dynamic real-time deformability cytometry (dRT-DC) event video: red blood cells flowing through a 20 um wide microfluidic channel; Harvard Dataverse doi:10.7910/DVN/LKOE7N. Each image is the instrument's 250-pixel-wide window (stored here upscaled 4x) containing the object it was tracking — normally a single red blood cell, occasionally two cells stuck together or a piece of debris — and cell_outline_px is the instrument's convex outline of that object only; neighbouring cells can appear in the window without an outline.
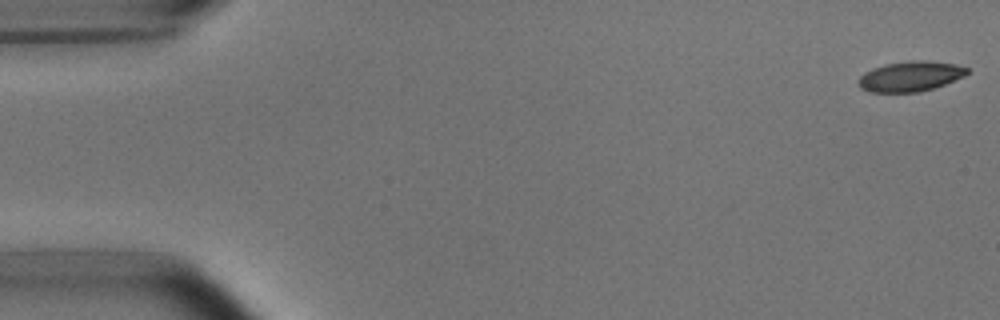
{"species": "common noctule bat (a hibernating species)", "species_latin": "Nyctalus noctula", "temperature_condition": "room temperature", "stored_images_in_passage": 15, "camera_frame_rate_fps": 3000, "um_per_image_px": 0.085, "animal": {"sex": "male", "body_mass_g": 15.6}, "frame": {"image": 1, "passage_image": 1, "time_ms": 0.0, "image_size_px": [1000, 320], "cell_outline_px": [[968, 72], [964, 76], [944, 84], [920, 92], [868, 92], [860, 88], [856, 84], [856, 80], [864, 72], [872, 68], [884, 64], [908, 60], [928, 60], [956, 64], [968, 68]], "centroid_in_image_um": [77.32, 6.48], "position_along_channel_um": 7.7, "area_um2": 19.36}}